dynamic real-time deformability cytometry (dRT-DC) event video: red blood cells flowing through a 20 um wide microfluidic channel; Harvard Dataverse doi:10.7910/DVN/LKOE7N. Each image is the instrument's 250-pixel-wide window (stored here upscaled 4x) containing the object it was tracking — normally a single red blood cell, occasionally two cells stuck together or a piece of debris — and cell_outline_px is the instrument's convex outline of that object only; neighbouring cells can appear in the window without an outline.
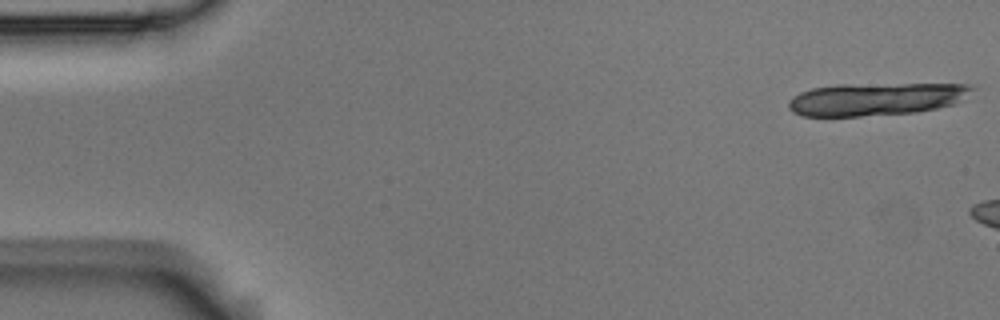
{"species": "Egyptian fruit bat (a non-hibernating species)", "species_latin": "Rousettus aegyptiacus", "temperature_condition": "room temperature", "stored_images_in_passage": 3, "camera_frame_rate_fps": 3000, "um_per_image_px": 0.085, "animal": {"sex": "male"}, "frame": {"image": 1, "passage_image": 1, "time_ms": 0.0, "image_size_px": [1000, 320], "cell_outline_px": [[976, 88], [956, 104], [916, 112], [860, 116], [804, 116], [792, 112], [788, 108], [788, 100], [792, 96], [800, 92], [812, 88], [836, 84], [968, 84]], "centroid_in_image_um": [74.43, 8.41], "position_along_channel_um": 10.6, "area_um2": 35.14}}